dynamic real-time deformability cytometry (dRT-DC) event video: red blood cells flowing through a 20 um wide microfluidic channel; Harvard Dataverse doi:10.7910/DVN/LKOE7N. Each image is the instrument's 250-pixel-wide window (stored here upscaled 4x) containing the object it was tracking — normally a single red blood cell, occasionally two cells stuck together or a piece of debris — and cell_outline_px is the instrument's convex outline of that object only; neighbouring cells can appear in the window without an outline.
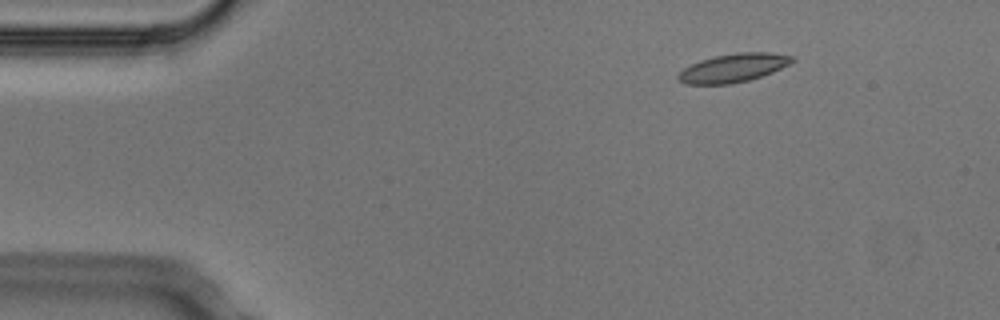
{"species": "Egyptian fruit bat (a non-hibernating species)", "species_latin": "Rousettus aegyptiacus", "temperature_condition": "cold", "stored_images_in_passage": 4, "camera_frame_rate_fps": 3000, "um_per_image_px": 0.085, "animal": {"sex": "male"}, "frame": {"image": 1, "passage_image": 2, "time_ms": 0.333, "image_size_px": [1000, 320], "cell_outline_px": [[796, 60], [772, 72], [748, 80], [732, 84], [684, 84], [676, 80], [676, 76], [684, 68], [700, 60], [716, 56], [736, 52], [768, 52], [796, 56]], "centroid_in_image_um": [62.32, 5.77], "position_along_channel_um": 22.7, "area_um2": 18.96}}